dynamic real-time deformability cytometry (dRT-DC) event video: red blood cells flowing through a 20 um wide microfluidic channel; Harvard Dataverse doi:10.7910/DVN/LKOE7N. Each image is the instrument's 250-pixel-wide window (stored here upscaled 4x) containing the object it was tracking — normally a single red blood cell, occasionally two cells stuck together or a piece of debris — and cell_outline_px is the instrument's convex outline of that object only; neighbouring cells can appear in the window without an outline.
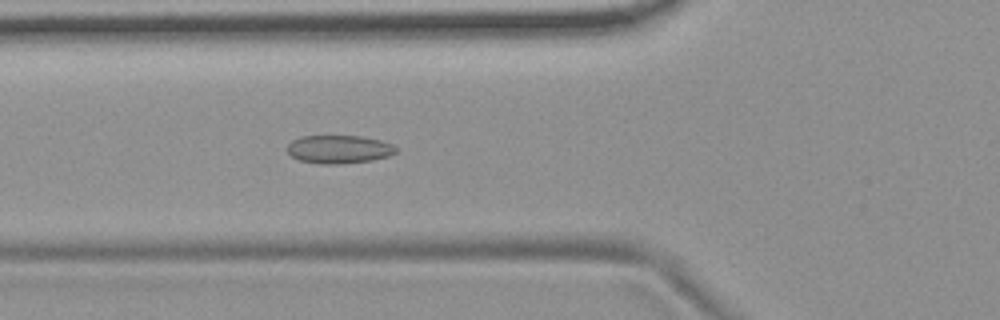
{"species": "common noctule bat (a hibernating species)", "species_latin": "Nyctalus noctula", "temperature_condition": "room temperature", "stored_images_in_passage": 6, "camera_frame_rate_fps": 3000, "um_per_image_px": 0.085, "animal": {"sex": "female", "body_mass_g": 19.9}, "frame": {"image": 1, "passage_image": 6, "time_ms": 5.667, "image_size_px": [1000, 320], "cell_outline_px": [[400, 148], [392, 156], [372, 160], [340, 164], [320, 164], [300, 160], [292, 156], [284, 148], [292, 140], [300, 136], [360, 136], [380, 140], [392, 144]], "centroid_in_image_um": [28.83, 12.69], "position_along_channel_um": 97.0, "area_um2": 18.15}}